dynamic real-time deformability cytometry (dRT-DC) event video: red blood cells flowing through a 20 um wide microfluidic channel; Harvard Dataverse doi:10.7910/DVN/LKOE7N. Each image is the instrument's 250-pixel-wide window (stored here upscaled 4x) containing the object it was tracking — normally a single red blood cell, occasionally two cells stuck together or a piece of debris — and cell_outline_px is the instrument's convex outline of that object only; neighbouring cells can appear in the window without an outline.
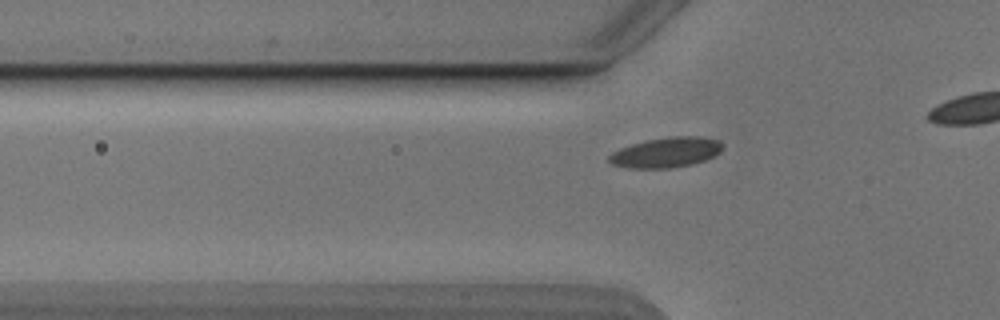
{"species": "Egyptian fruit bat (a non-hibernating species)", "species_latin": "Rousettus aegyptiacus", "temperature_condition": "cold", "stored_images_in_passage": 14, "camera_frame_rate_fps": 3000, "um_per_image_px": 0.085, "animal": {"sex": "male"}, "frame": {"image": 1, "passage_image": 8, "time_ms": 2.333, "image_size_px": [1000, 320], "cell_outline_px": [[724, 144], [720, 152], [704, 160], [692, 164], [668, 168], [628, 168], [612, 164], [608, 160], [608, 156], [612, 152], [620, 148], [632, 144], [648, 140], [668, 136], [700, 136], [716, 140]], "centroid_in_image_um": [56.6, 12.95], "position_along_channel_um": 69.2, "area_um2": 19.83}}
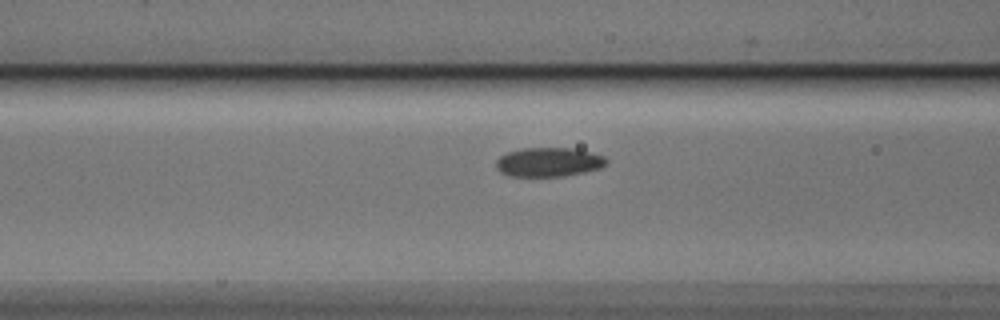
{"frame": {"image": 2, "passage_image": 12, "time_ms": 3.667, "image_size_px": [1000, 320], "cell_outline_px": [[608, 164], [600, 168], [584, 172], [564, 176], [508, 176], [500, 172], [496, 168], [496, 160], [500, 156], [508, 152], [524, 148], [576, 148], [592, 152], [604, 156], [608, 160]], "centroid_in_image_um": [46.66, 13.77], "position_along_channel_um": 119.9, "area_um2": 18.9}}